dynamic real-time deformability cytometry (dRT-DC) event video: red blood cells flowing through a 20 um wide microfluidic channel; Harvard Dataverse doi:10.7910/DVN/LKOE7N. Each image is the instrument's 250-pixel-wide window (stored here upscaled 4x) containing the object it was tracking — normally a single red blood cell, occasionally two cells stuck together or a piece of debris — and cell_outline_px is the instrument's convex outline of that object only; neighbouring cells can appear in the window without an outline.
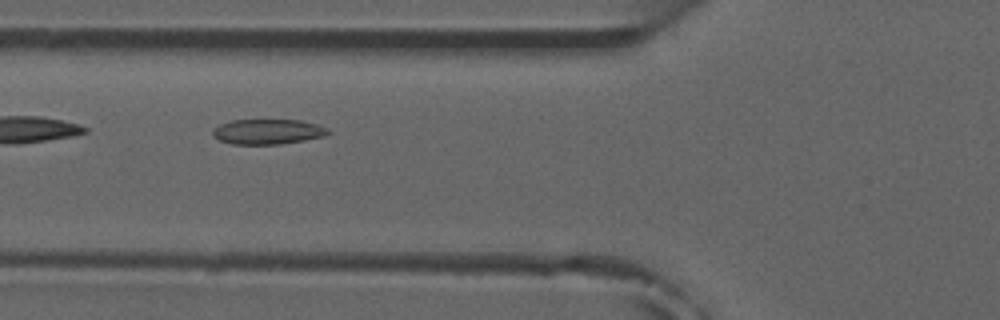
{"species": "common noctule bat (a hibernating species)", "species_latin": "Nyctalus noctula", "temperature_condition": "room temperature", "stored_images_in_passage": 10, "camera_frame_rate_fps": 3000, "um_per_image_px": 0.085, "animal": {"sex": "male", "forearm_length_mm": 52.5}, "frame": {"image": 1, "passage_image": 5, "time_ms": 5.667, "image_size_px": [1000, 320], "cell_outline_px": [[332, 132], [324, 136], [304, 140], [280, 144], [232, 144], [220, 140], [212, 136], [212, 128], [220, 124], [232, 120], [300, 120], [316, 124], [328, 128]], "centroid_in_image_um": [22.75, 11.19], "position_along_channel_um": 103.1, "area_um2": 16.94}}
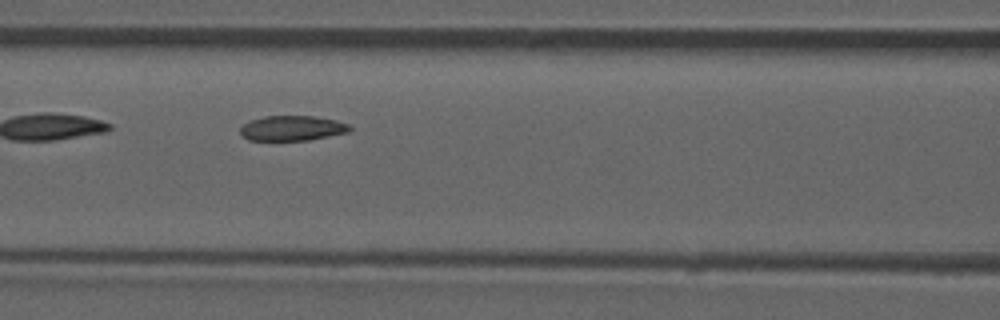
{"frame": {"image": 2, "passage_image": 6, "time_ms": 6.667, "image_size_px": [1000, 320], "cell_outline_px": [[352, 128], [348, 132], [308, 140], [248, 140], [240, 132], [240, 128], [244, 124], [252, 120], [264, 116], [312, 116], [336, 120], [348, 124]], "centroid_in_image_um": [24.84, 10.89], "position_along_channel_um": 141.8, "area_um2": 15.78}}